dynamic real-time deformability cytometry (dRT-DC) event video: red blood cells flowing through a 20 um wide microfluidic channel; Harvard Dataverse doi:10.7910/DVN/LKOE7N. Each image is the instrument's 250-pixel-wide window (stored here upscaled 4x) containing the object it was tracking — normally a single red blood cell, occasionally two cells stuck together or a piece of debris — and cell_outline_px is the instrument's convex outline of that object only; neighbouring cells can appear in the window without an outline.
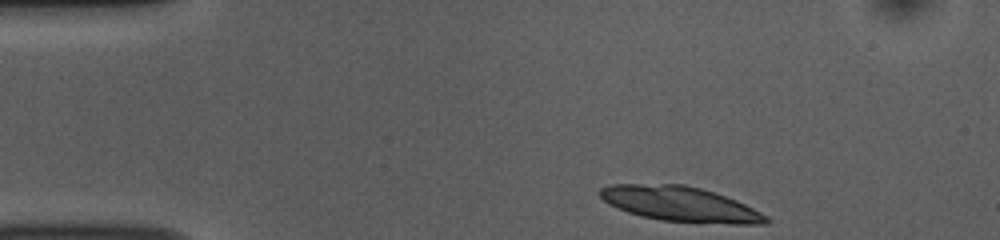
{"species": "common noctule bat (a hibernating species)", "species_latin": "Nyctalus noctula", "temperature_condition": "room temperature", "stored_images_in_passage": 45, "camera_frame_rate_fps": 3000, "um_per_image_px": 0.085, "animal": {"sex": "female", "body_mass_g": 10.0, "forearm_length_mm": 53.1}, "frame": {"image": 1, "passage_image": 1, "time_ms": 0.0, "image_size_px": [1000, 240], "cell_outline_px": [[768, 224], [732, 224], [660, 220], [640, 216], [628, 212], [608, 204], [596, 192], [600, 188], [608, 184], [684, 184], [700, 188], [736, 200], [768, 216]], "centroid_in_image_um": [57.77, 17.34], "position_along_channel_um": 27.2, "area_um2": 33.7}}
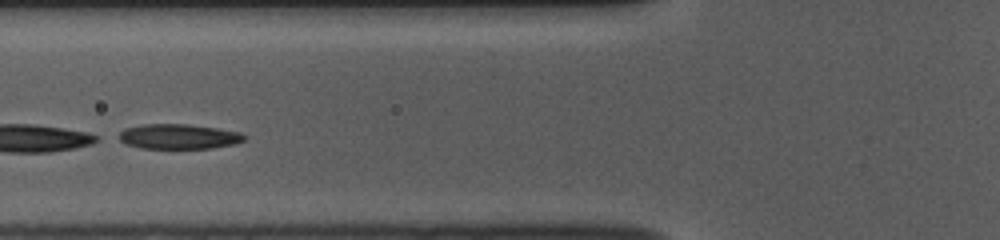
{"frame": {"image": 2, "passage_image": 13, "time_ms": 4.0, "image_size_px": [1000, 240], "cell_outline_px": [[248, 136], [244, 140], [236, 144], [212, 148], [140, 148], [124, 144], [116, 140], [112, 136], [124, 128], [144, 124], [188, 124], [216, 128], [240, 132]], "centroid_in_image_um": [15.09, 11.6], "position_along_channel_um": 110.7, "area_um2": 18.73}}
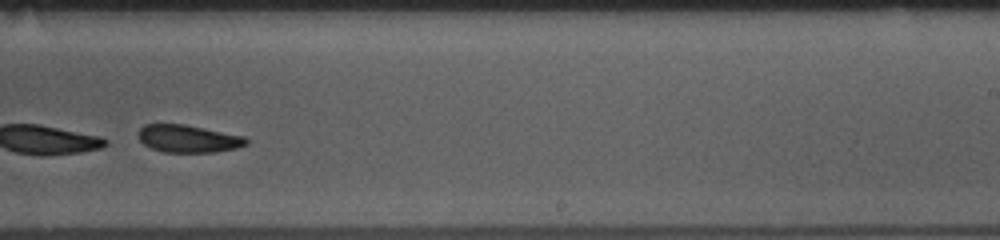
{"frame": {"image": 3, "passage_image": 26, "time_ms": 8.333, "image_size_px": [1000, 240], "cell_outline_px": [[248, 144], [236, 148], [212, 152], [164, 152], [152, 148], [144, 144], [140, 140], [136, 132], [144, 124], [184, 124], [244, 136], [248, 140]], "centroid_in_image_um": [15.97, 11.78], "position_along_channel_um": 273.0, "area_um2": 17.28}, "authors_computed_cell_mechanics": {"area_um2": 19.1896, "velocity_mm_per_s": 3.75, "shape_relaxation_time_tau1_ms": 3.0233, "shape_relaxation_time_tau2_ms": 9.8787, "deformation_change_tau1": 0.0991, "deformation_change_tau2": 0.1281}}